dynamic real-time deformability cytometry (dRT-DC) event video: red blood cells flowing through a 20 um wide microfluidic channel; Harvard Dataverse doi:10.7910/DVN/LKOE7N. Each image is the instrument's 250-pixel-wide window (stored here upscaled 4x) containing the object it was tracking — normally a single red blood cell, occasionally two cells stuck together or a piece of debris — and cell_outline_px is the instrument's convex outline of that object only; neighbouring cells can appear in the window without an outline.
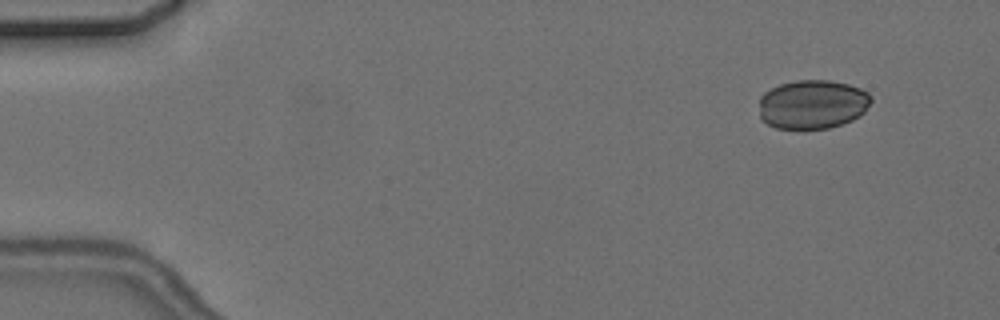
{"species": "common noctule bat (a hibernating species)", "species_latin": "Nyctalus noctula", "temperature_condition": "cold", "stored_images_in_passage": 8, "camera_frame_rate_fps": 3000, "um_per_image_px": 0.085, "animal": {"sex": "female", "body_mass_g": 24.6, "forearm_length_mm": 56.2}, "frame": {"image": 1, "passage_image": 2, "time_ms": 1.0, "image_size_px": [1000, 320], "cell_outline_px": [[872, 100], [864, 112], [860, 116], [852, 120], [828, 128], [776, 128], [760, 120], [760, 96], [764, 92], [780, 84], [796, 80], [828, 80], [848, 84], [860, 88], [868, 92], [872, 96]], "centroid_in_image_um": [69.07, 8.86], "position_along_channel_um": 15.9, "area_um2": 32.08}}
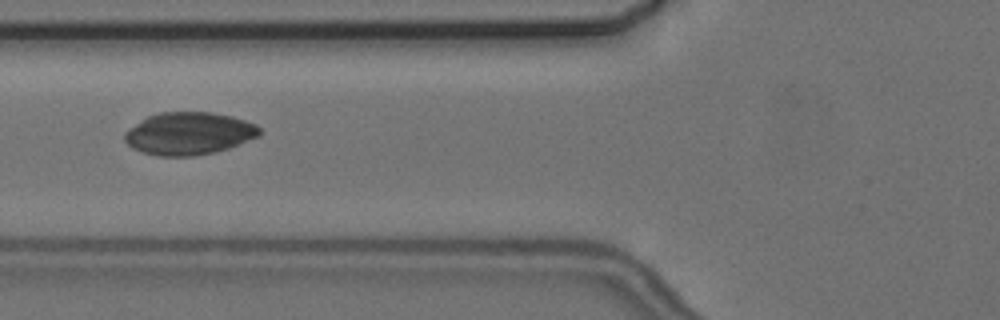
{"frame": {"image": 2, "passage_image": 6, "time_ms": 6.667, "image_size_px": [1000, 320], "cell_outline_px": [[260, 136], [228, 148], [216, 152], [192, 156], [160, 156], [144, 152], [132, 148], [124, 140], [124, 132], [148, 116], [160, 112], [212, 112], [232, 116], [256, 124], [260, 128]], "centroid_in_image_um": [16.07, 11.34], "position_along_channel_um": 109.7, "area_um2": 33.35}}
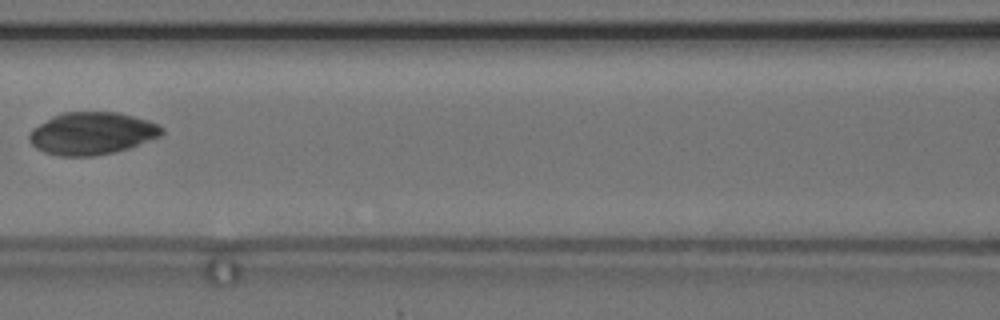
{"frame": {"image": 3, "passage_image": 7, "time_ms": 8.0, "image_size_px": [1000, 320], "cell_outline_px": [[164, 132], [160, 136], [128, 148], [112, 152], [92, 156], [60, 156], [44, 152], [36, 148], [28, 140], [28, 136], [32, 128], [52, 116], [64, 112], [120, 112], [148, 120], [164, 128]], "centroid_in_image_um": [7.79, 11.33], "position_along_channel_um": 158.8, "area_um2": 32.71}}